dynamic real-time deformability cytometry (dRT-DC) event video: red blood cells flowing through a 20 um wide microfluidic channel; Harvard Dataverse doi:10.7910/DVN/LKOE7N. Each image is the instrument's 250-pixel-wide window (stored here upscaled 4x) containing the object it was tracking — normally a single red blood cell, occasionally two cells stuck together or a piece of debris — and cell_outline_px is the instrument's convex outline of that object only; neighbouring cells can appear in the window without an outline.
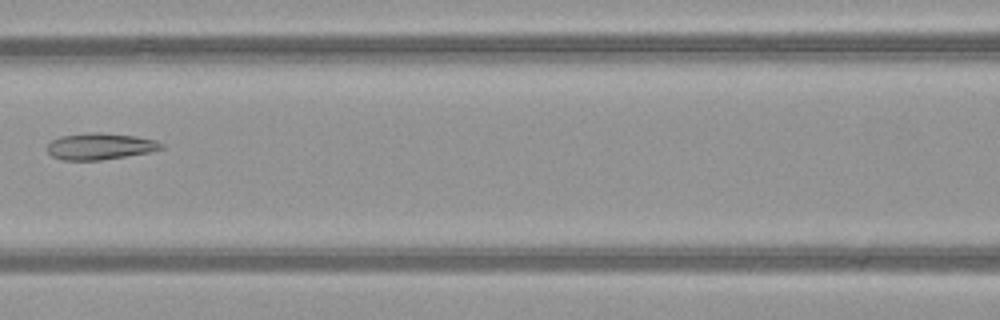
{"species": "common noctule bat (a hibernating species)", "species_latin": "Nyctalus noctula", "temperature_condition": "warm", "stored_images_in_passage": 8, "camera_frame_rate_fps": 3000, "um_per_image_px": 0.085, "animal": {"sex": "female", "body_mass_g": 21.9}, "frame": {"image": 1, "passage_image": 7, "time_ms": 2.0, "image_size_px": [1000, 320], "cell_outline_px": [[164, 148], [148, 152], [100, 160], [64, 160], [52, 156], [48, 152], [48, 144], [52, 140], [60, 136], [88, 132], [100, 132], [136, 136], [156, 140], [164, 144]], "centroid_in_image_um": [8.51, 12.42], "position_along_channel_um": 158.1, "area_um2": 17.57}}
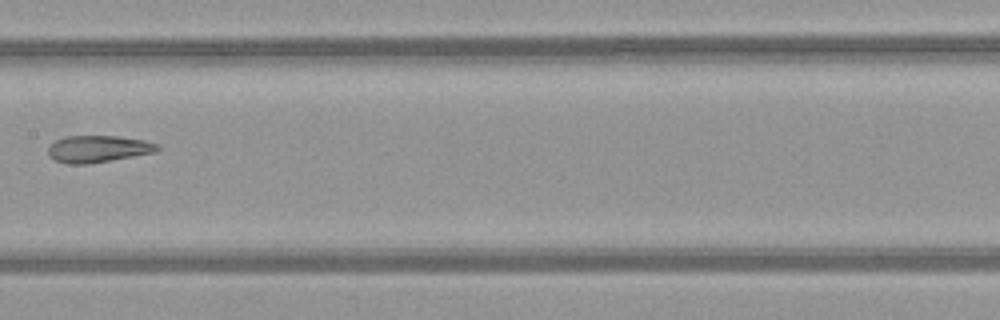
{"frame": {"image": 2, "passage_image": 8, "time_ms": 2.333, "image_size_px": [1000, 320], "cell_outline_px": [[160, 148], [156, 152], [88, 164], [68, 164], [56, 160], [48, 156], [48, 148], [56, 140], [64, 136], [120, 136], [144, 140], [156, 144]], "centroid_in_image_um": [8.32, 12.65], "position_along_channel_um": 199.1, "area_um2": 17.05}}